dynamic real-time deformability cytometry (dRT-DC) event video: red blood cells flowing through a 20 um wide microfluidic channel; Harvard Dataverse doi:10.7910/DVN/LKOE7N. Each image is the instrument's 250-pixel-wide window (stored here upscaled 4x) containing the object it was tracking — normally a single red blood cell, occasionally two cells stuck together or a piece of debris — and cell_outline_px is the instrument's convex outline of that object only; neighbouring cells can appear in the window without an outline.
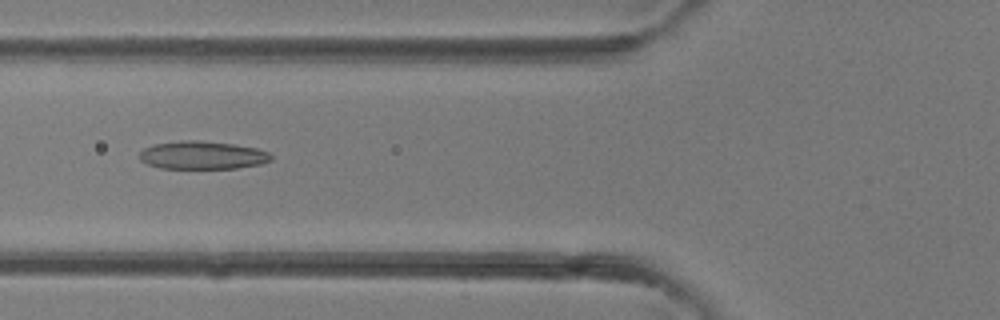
{"species": "common noctule bat (a hibernating species)", "species_latin": "Nyctalus noctula", "temperature_condition": "room temperature", "stored_images_in_passage": 24, "camera_frame_rate_fps": 3000, "um_per_image_px": 0.085, "animal": {"sex": "female"}, "frame": {"image": 1, "passage_image": 7, "time_ms": 2.0, "image_size_px": [1000, 320], "cell_outline_px": [[272, 160], [260, 164], [236, 168], [160, 168], [148, 164], [140, 160], [140, 152], [144, 148], [152, 144], [180, 140], [196, 140], [232, 144], [256, 148], [268, 152], [272, 156]], "centroid_in_image_um": [17.18, 13.18], "position_along_channel_um": 108.6, "area_um2": 21.44}}
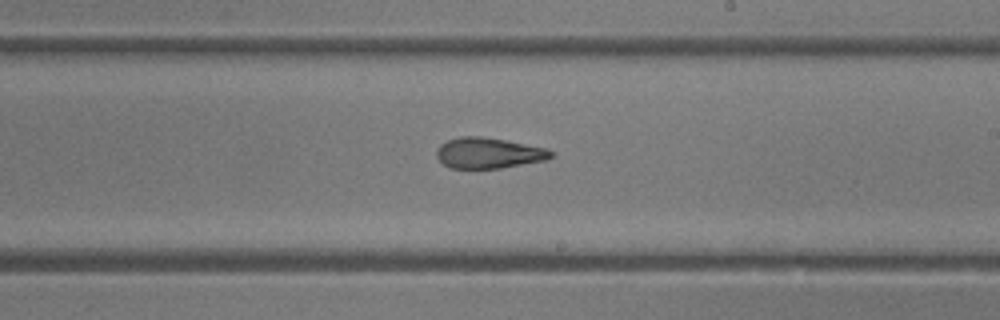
{"frame": {"image": 2, "passage_image": 15, "time_ms": 4.667, "image_size_px": [1000, 320], "cell_outline_px": [[552, 156], [544, 160], [500, 168], [448, 168], [436, 156], [436, 148], [440, 144], [448, 140], [460, 136], [480, 136], [504, 140], [548, 148], [552, 152]], "centroid_in_image_um": [41.48, 13.0], "position_along_channel_um": 247.5, "area_um2": 20.35}}
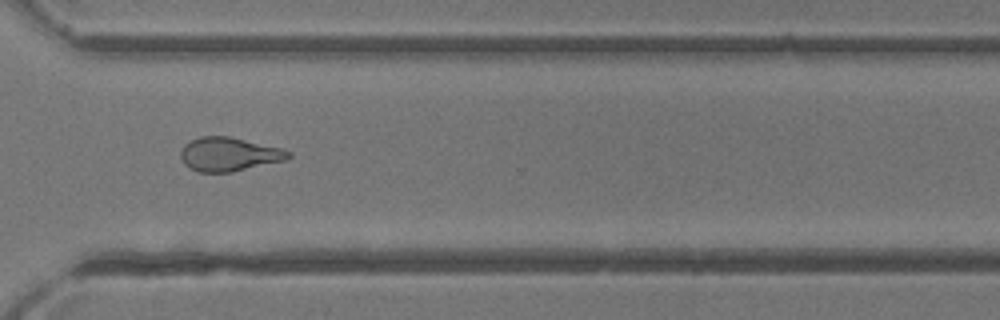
{"frame": {"image": 3, "passage_image": 21, "time_ms": 6.667, "image_size_px": [1000, 320], "cell_outline_px": [[292, 156], [288, 160], [232, 172], [196, 172], [188, 168], [184, 164], [180, 156], [180, 152], [184, 144], [200, 136], [228, 136], [284, 148], [292, 152]], "centroid_in_image_um": [19.5, 13.12], "position_along_channel_um": 351.1, "area_um2": 21.62}}